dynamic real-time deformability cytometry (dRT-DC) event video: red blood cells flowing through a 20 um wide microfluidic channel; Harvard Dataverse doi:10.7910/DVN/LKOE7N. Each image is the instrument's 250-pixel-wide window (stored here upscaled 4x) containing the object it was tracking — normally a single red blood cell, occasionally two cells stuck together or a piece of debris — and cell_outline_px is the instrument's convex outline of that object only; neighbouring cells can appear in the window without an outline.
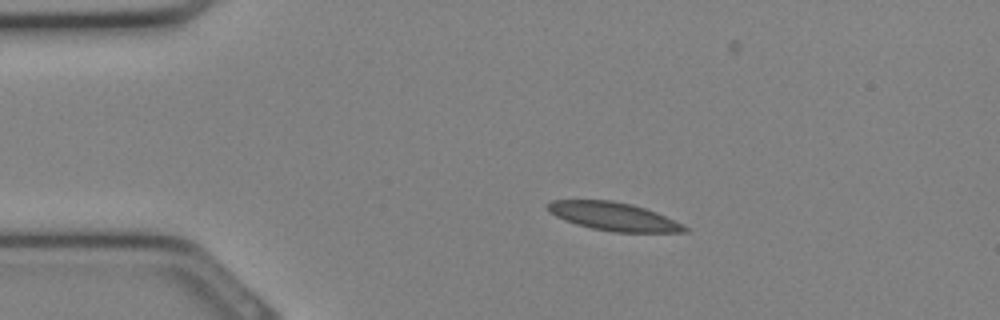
{"species": "Egyptian fruit bat (a non-hibernating species)", "species_latin": "Rousettus aegyptiacus", "temperature_condition": "cold", "stored_images_in_passage": 33, "camera_frame_rate_fps": 3000, "um_per_image_px": 0.085, "animal": {"sex": "female"}, "frame": {"image": 1, "passage_image": 6, "time_ms": 1.667, "image_size_px": [1000, 320], "cell_outline_px": [[688, 232], [612, 232], [592, 228], [576, 224], [564, 220], [548, 212], [544, 204], [552, 200], [612, 200], [632, 204], [656, 212], [688, 228]], "centroid_in_image_um": [52.07, 18.39], "position_along_channel_um": 32.9, "area_um2": 22.48}}
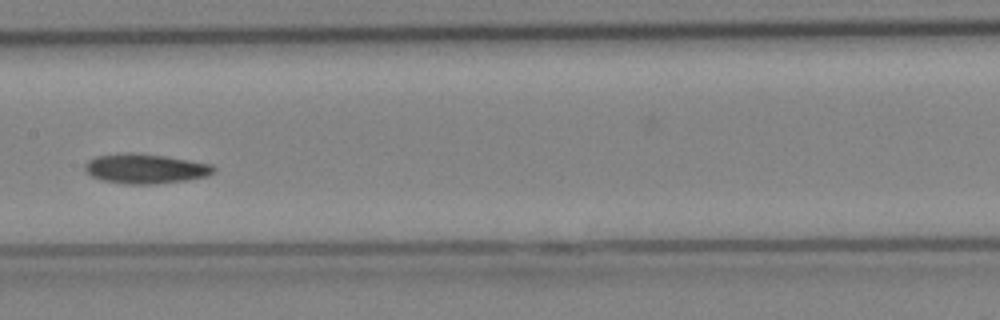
{"frame": {"image": 2, "passage_image": 16, "time_ms": 5.0, "image_size_px": [1000, 320], "cell_outline_px": [[216, 168], [208, 176], [188, 180], [156, 184], [124, 184], [100, 180], [92, 176], [84, 168], [84, 164], [88, 160], [96, 156], [124, 152], [132, 152], [164, 156], [212, 164]], "centroid_in_image_um": [12.34, 14.34], "position_along_channel_um": 195.1, "area_um2": 22.43}}
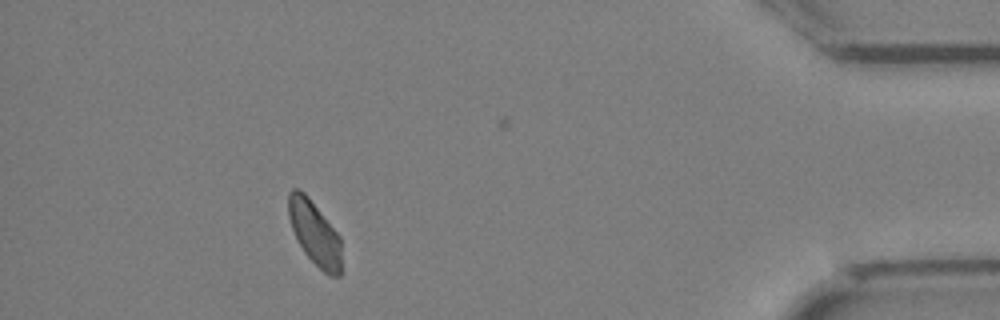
{"frame": {"image": 3, "passage_image": 29, "time_ms": 9.333, "image_size_px": [1000, 320], "cell_outline_px": [[344, 272], [340, 276], [328, 276], [304, 252], [292, 228], [288, 216], [288, 192], [292, 188], [300, 188], [308, 196], [340, 236]], "centroid_in_image_um": [26.79, 19.84], "position_along_channel_um": 408.4, "area_um2": 20.11}}